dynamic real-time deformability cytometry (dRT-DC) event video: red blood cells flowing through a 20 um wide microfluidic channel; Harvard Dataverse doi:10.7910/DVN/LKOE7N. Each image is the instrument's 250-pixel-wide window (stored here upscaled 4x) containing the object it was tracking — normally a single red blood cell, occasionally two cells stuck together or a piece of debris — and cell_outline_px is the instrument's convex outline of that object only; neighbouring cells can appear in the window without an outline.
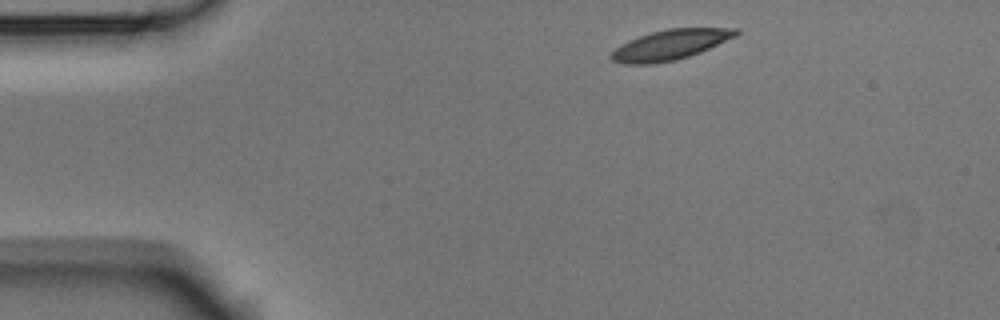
{"species": "Egyptian fruit bat (a non-hibernating species)", "species_latin": "Rousettus aegyptiacus", "temperature_condition": "room temperature", "stored_images_in_passage": 4, "segment_of_instrument_passage": [1, 2], "camera_frame_rate_fps": 3000, "um_per_image_px": 0.085, "animal": {"sex": "male"}, "frame": {"image": 1, "passage_image": 1, "time_ms": 0.0, "image_size_px": [1000, 320], "cell_outline_px": [[740, 32], [736, 36], [700, 52], [676, 60], [652, 64], [620, 64], [612, 60], [608, 56], [620, 44], [628, 40], [652, 32], [668, 28], [740, 28]], "centroid_in_image_um": [56.94, 3.81], "position_along_channel_um": 28.1, "area_um2": 21.91}}
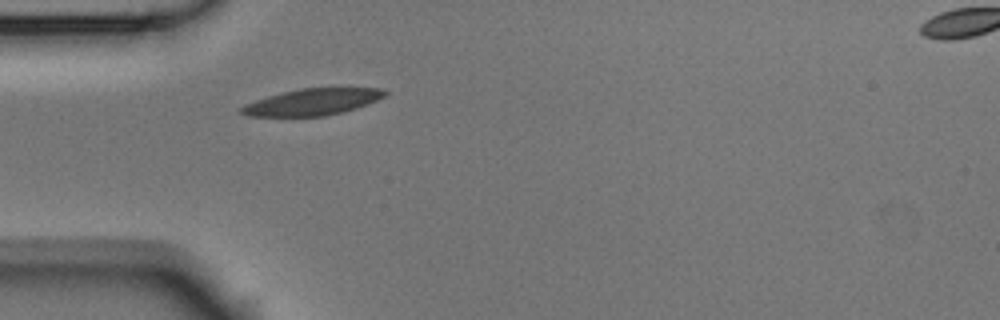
{"frame": {"image": 2, "passage_image": 3, "time_ms": 0.667, "image_size_px": [1000, 320], "cell_outline_px": [[388, 92], [384, 96], [376, 100], [356, 108], [344, 112], [324, 116], [248, 116], [240, 112], [240, 108], [244, 104], [268, 96], [300, 88], [380, 88]], "centroid_in_image_um": [26.54, 8.67], "position_along_channel_um": 58.5, "area_um2": 21.96}}